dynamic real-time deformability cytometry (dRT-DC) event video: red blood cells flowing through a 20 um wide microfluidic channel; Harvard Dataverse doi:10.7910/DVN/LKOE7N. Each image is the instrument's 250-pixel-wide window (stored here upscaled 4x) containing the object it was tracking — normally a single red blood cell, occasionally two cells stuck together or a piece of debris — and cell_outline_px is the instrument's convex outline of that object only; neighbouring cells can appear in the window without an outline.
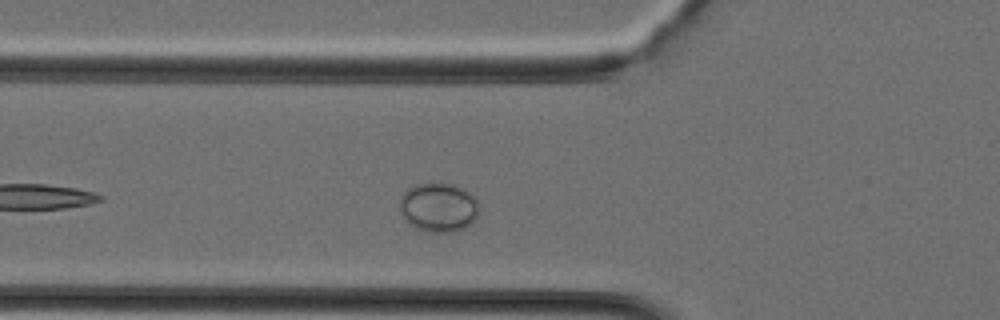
{"species": "Egyptian fruit bat (a non-hibernating species)", "species_latin": "Rousettus aegyptiacus", "temperature_condition": "cold", "stored_images_in_passage": 22, "camera_frame_rate_fps": 3000, "um_per_image_px": 0.085, "animal": {"sex": "female"}, "frame": {"image": 1, "passage_image": 5, "time_ms": 1.333, "image_size_px": [1000, 320], "cell_outline_px": [[480, 208], [476, 216], [464, 228], [456, 232], [424, 232], [408, 224], [404, 220], [400, 212], [400, 196], [412, 184], [452, 184], [468, 192], [476, 200]], "centroid_in_image_um": [37.22, 17.65], "position_along_channel_um": 88.6, "area_um2": 22.72}}
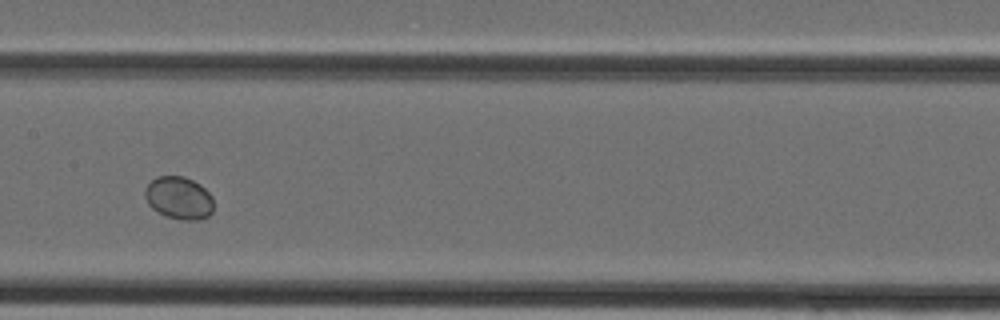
{"frame": {"image": 2, "passage_image": 11, "time_ms": 3.333, "image_size_px": [1000, 320], "cell_outline_px": [[212, 212], [208, 216], [200, 220], [180, 220], [164, 216], [152, 208], [148, 204], [144, 196], [144, 192], [148, 184], [156, 176], [184, 176], [200, 184], [212, 196]], "centroid_in_image_um": [15.19, 16.83], "position_along_channel_um": 192.2, "area_um2": 17.17}}
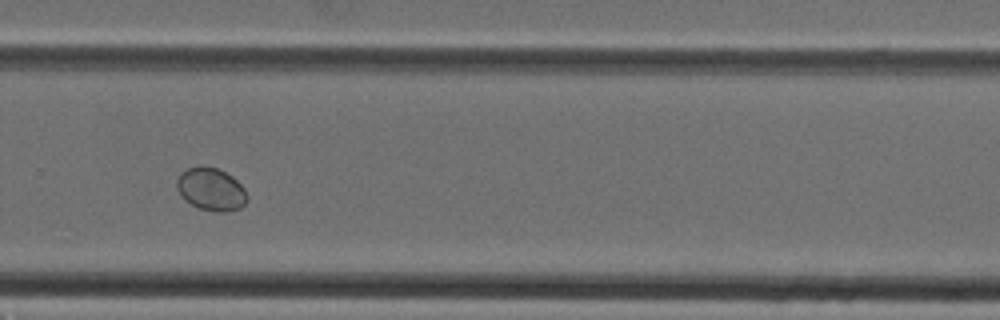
{"frame": {"image": 3, "passage_image": 18, "time_ms": 5.667, "image_size_px": [1000, 320], "cell_outline_px": [[248, 200], [240, 208], [228, 212], [216, 212], [200, 208], [184, 200], [180, 196], [176, 188], [176, 180], [180, 172], [188, 168], [200, 164], [216, 168], [232, 176], [244, 188], [248, 196]], "centroid_in_image_um": [17.91, 16.08], "position_along_channel_um": 311.9, "area_um2": 17.8}}